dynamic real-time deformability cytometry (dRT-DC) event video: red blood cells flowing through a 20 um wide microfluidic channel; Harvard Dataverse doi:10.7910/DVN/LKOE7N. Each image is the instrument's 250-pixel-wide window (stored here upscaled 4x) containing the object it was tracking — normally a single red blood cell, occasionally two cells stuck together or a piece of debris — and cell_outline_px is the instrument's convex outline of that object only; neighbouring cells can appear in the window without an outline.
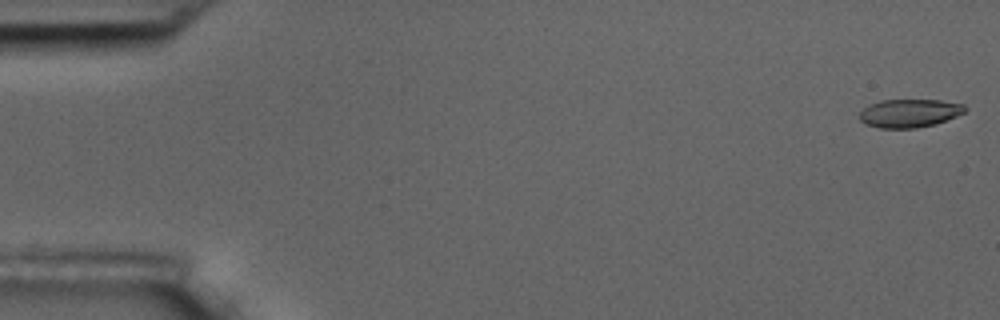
{"species": "common noctule bat (a hibernating species)", "species_latin": "Nyctalus noctula", "temperature_condition": "room temperature", "stored_images_in_passage": 5, "camera_frame_rate_fps": 3000, "um_per_image_px": 0.085, "animal": {"sex": "male", "body_mass_g": 17.5, "forearm_length_mm": 52.3}, "frame": {"image": 1, "passage_image": 1, "time_ms": 0.0, "image_size_px": [1000, 320], "cell_outline_px": [[968, 108], [964, 112], [956, 116], [936, 124], [916, 128], [880, 128], [864, 124], [860, 120], [860, 112], [868, 104], [880, 100], [940, 100], [964, 104]], "centroid_in_image_um": [77.3, 9.62], "position_along_channel_um": 7.7, "area_um2": 17.51}}